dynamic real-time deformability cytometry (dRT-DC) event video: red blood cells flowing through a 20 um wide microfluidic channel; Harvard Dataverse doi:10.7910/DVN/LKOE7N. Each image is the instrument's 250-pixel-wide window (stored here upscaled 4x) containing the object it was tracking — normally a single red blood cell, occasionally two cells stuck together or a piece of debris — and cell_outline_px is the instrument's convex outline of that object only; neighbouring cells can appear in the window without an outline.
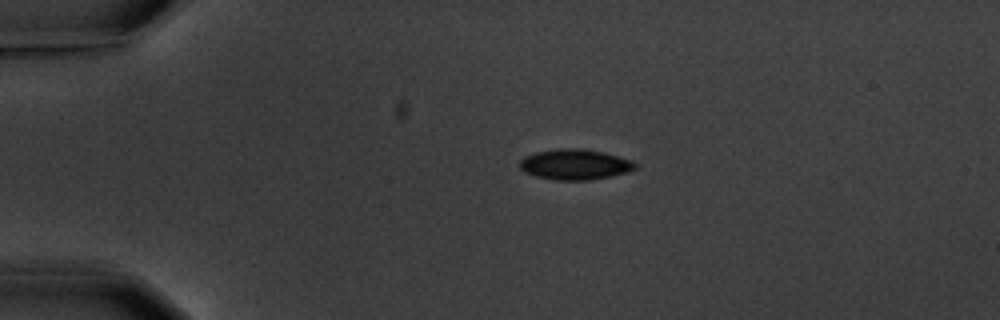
{"species": "common noctule bat (a hibernating species)", "species_latin": "Nyctalus noctula", "temperature_condition": "warm", "stored_images_in_passage": 5, "camera_frame_rate_fps": 3000, "um_per_image_px": 0.085, "animal": {"sex": "male", "body_mass_g": 20.1, "forearm_length_mm": 53.5}, "frame": {"image": 1, "passage_image": 1, "time_ms": 0.0, "image_size_px": [1000, 320], "cell_outline_px": [[636, 168], [628, 172], [588, 180], [556, 180], [536, 176], [524, 172], [520, 168], [520, 160], [524, 156], [536, 152], [560, 148], [584, 148], [604, 152], [632, 160], [636, 164]], "centroid_in_image_um": [48.86, 13.96], "position_along_channel_um": 36.1, "area_um2": 20.52}}
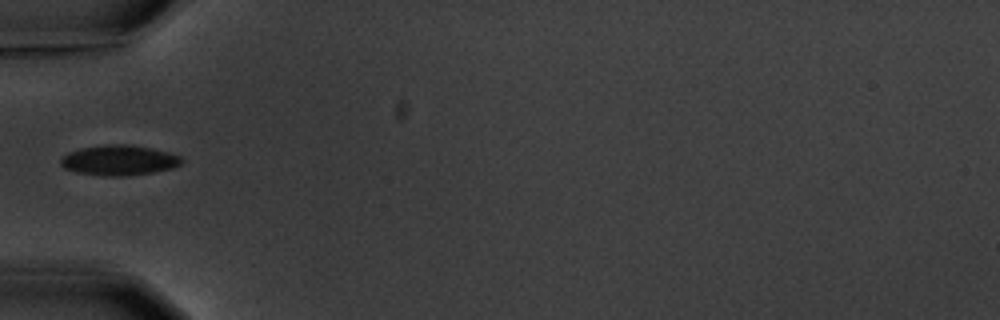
{"frame": {"image": 2, "passage_image": 3, "time_ms": 2.333, "image_size_px": [1000, 320], "cell_outline_px": [[184, 160], [180, 164], [172, 168], [152, 172], [124, 176], [104, 176], [76, 172], [64, 168], [60, 164], [60, 156], [68, 152], [80, 148], [104, 144], [128, 144], [168, 152], [180, 156]], "centroid_in_image_um": [10.06, 13.62], "position_along_channel_um": 74.9, "area_um2": 21.33}}
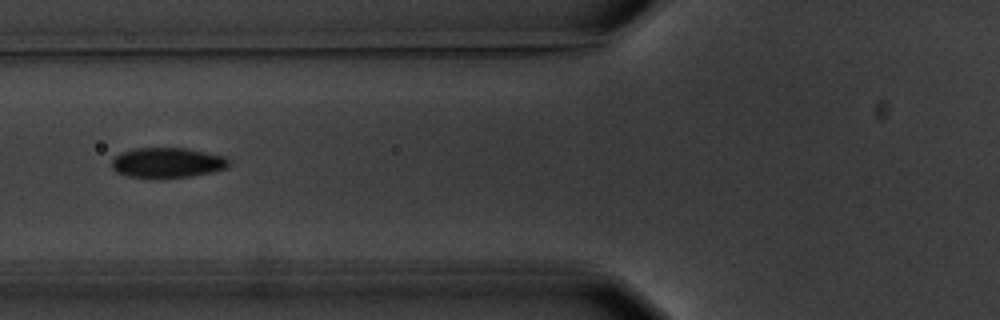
{"frame": {"image": 3, "passage_image": 4, "time_ms": 3.333, "image_size_px": [1000, 320], "cell_outline_px": [[232, 160], [228, 168], [212, 172], [192, 176], [128, 176], [116, 172], [112, 168], [112, 160], [116, 156], [132, 148], [184, 148], [224, 156]], "centroid_in_image_um": [14.28, 13.8], "position_along_channel_um": 111.5, "area_um2": 20.11}}